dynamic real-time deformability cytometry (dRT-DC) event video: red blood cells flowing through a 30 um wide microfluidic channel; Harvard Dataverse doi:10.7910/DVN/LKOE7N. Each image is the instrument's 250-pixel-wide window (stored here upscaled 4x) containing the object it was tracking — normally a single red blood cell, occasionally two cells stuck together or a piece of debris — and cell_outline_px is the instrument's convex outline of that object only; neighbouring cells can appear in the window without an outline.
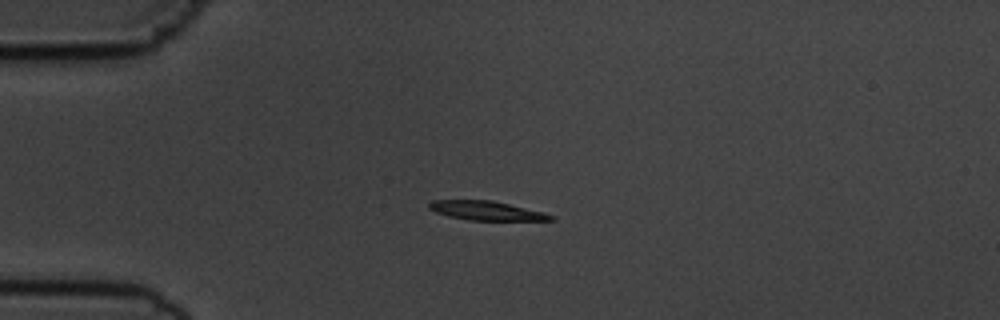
{"species": "common noctule bat (a hibernating species)", "species_latin": "Nyctalus noctula", "temperature_condition": "cold", "stored_images_in_passage": 9, "camera_frame_rate_fps": 3000, "um_per_image_px": 0.085, "animal": {"sex": "male", "body_mass_g": 19.5, "forearm_length_mm": 54.6}, "frame": {"image": 1, "passage_image": 1, "time_ms": 0.0, "image_size_px": [1000, 320], "cell_outline_px": [[556, 220], [468, 220], [448, 216], [436, 212], [428, 208], [428, 204], [432, 200], [492, 200], [544, 212], [556, 216]], "centroid_in_image_um": [41.36, 17.9], "position_along_channel_um": 43.6, "area_um2": 13.58}}
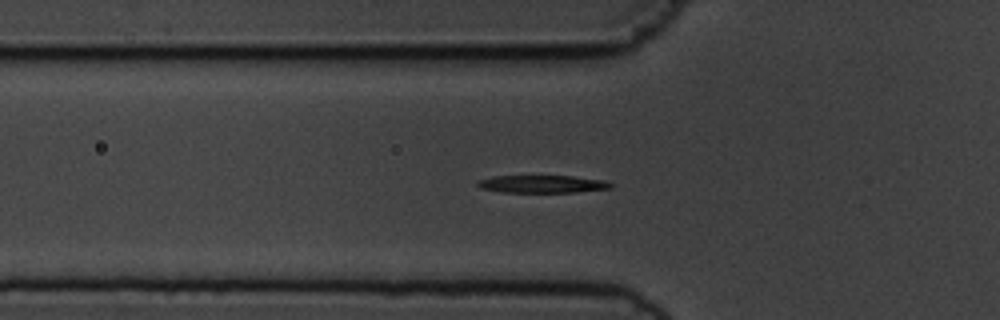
{"frame": {"image": 2, "passage_image": 6, "time_ms": 1.667, "image_size_px": [1000, 320], "cell_outline_px": [[612, 188], [576, 192], [504, 192], [480, 188], [476, 184], [476, 180], [496, 176], [572, 176], [604, 180], [612, 184]], "centroid_in_image_um": [46.08, 15.64], "position_along_channel_um": 79.7, "area_um2": 13.58}}
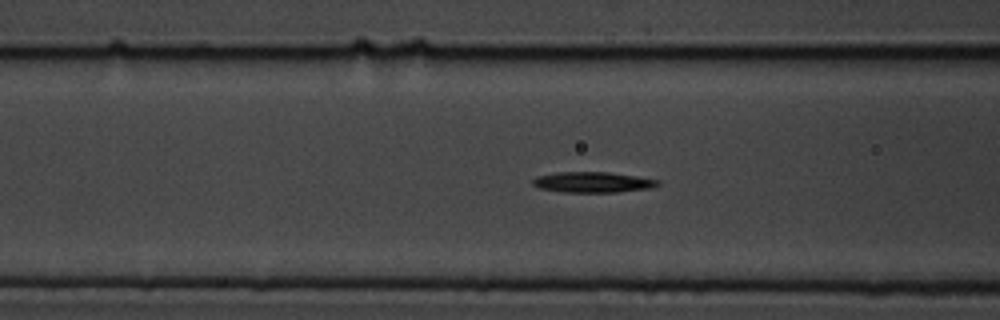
{"frame": {"image": 3, "passage_image": 9, "time_ms": 2.667, "image_size_px": [1000, 320], "cell_outline_px": [[660, 184], [652, 188], [616, 192], [560, 192], [540, 188], [532, 184], [532, 180], [536, 176], [556, 172], [608, 172], [636, 176], [660, 180]], "centroid_in_image_um": [50.38, 15.48], "position_along_channel_um": 116.2, "area_um2": 15.09}}